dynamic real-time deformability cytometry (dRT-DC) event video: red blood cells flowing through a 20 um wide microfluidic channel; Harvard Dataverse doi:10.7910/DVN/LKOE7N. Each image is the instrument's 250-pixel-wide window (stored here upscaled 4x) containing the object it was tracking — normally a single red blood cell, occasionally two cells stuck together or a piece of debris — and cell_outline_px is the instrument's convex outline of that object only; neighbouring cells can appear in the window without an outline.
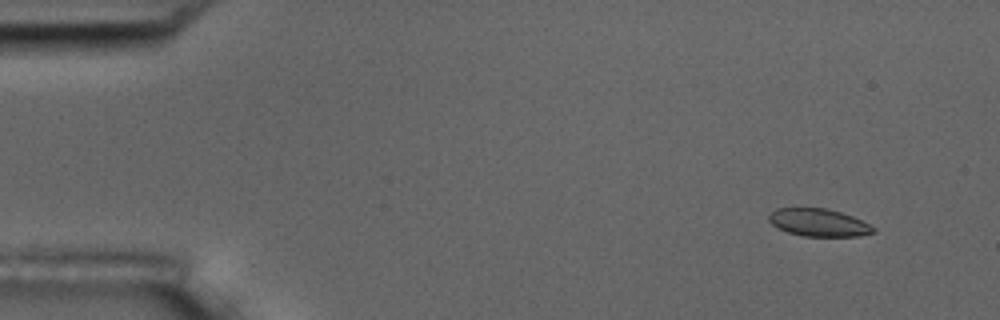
{"species": "common noctule bat (a hibernating species)", "species_latin": "Nyctalus noctula", "temperature_condition": "room temperature", "stored_images_in_passage": 9, "camera_frame_rate_fps": 3000, "um_per_image_px": 0.085, "animal": {"sex": "male", "body_mass_g": 17.5, "forearm_length_mm": 52.3}, "frame": {"image": 1, "passage_image": 2, "time_ms": 0.333, "image_size_px": [1000, 320], "cell_outline_px": [[876, 232], [860, 236], [804, 236], [788, 232], [772, 224], [768, 220], [768, 216], [776, 208], [828, 208], [852, 216], [876, 228]], "centroid_in_image_um": [69.6, 18.91], "position_along_channel_um": 15.4, "area_um2": 16.7}}
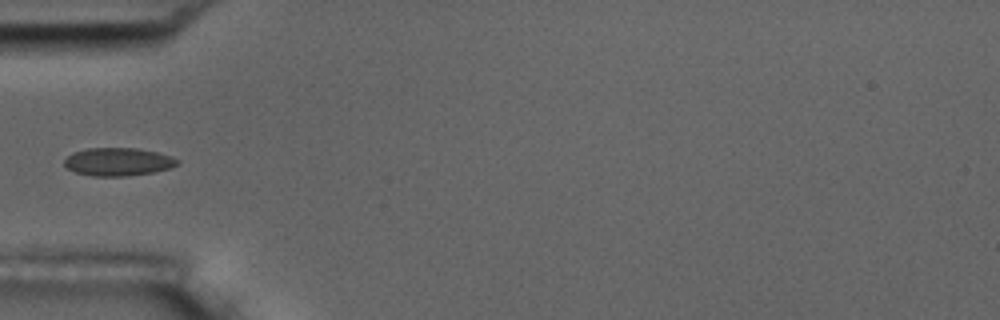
{"frame": {"image": 2, "passage_image": 6, "time_ms": 1.667, "image_size_px": [1000, 320], "cell_outline_px": [[180, 164], [172, 168], [152, 172], [128, 176], [92, 176], [76, 172], [68, 168], [64, 164], [64, 160], [72, 152], [88, 148], [136, 148], [156, 152], [180, 160]], "centroid_in_image_um": [10.05, 13.75], "position_along_channel_um": 75.0, "area_um2": 18.44}}
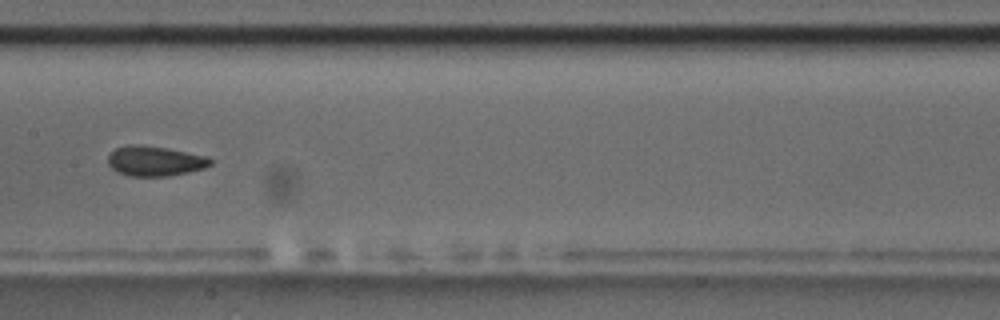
{"frame": {"image": 3, "passage_image": 9, "time_ms": 2.667, "image_size_px": [1000, 320], "cell_outline_px": [[212, 164], [204, 168], [188, 172], [168, 176], [128, 176], [116, 172], [108, 164], [108, 156], [116, 148], [128, 144], [140, 144], [168, 148], [208, 156], [212, 160]], "centroid_in_image_um": [13.16, 13.68], "position_along_channel_um": 194.2, "area_um2": 18.09}}